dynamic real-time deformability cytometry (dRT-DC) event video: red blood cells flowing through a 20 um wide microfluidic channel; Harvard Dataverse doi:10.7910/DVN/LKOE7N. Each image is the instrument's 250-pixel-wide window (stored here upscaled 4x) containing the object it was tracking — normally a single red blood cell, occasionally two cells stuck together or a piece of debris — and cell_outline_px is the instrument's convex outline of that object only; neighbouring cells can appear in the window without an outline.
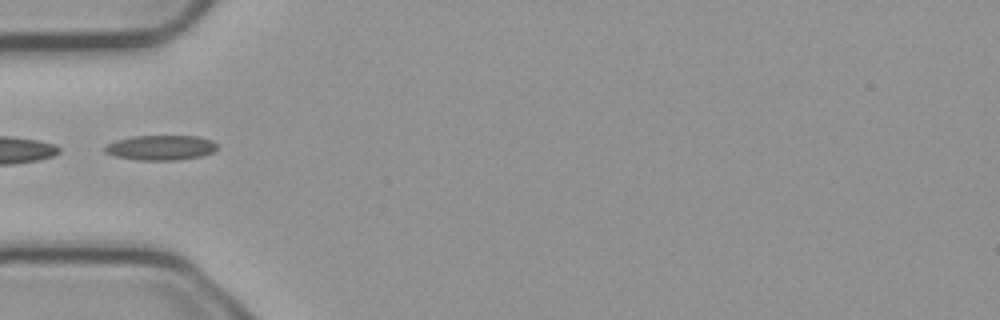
{"species": "common noctule bat (a hibernating species)", "species_latin": "Nyctalus noctula", "temperature_condition": "cold", "stored_images_in_passage": 9, "segment_of_instrument_passage": [2, 2], "camera_frame_rate_fps": 3000, "um_per_image_px": 0.085, "animal": {"sex": "male", "body_mass_g": 23.1, "forearm_length_mm": 52.7}, "frame": {"image": 1, "passage_image": 6, "time_ms": 1.667, "image_size_px": [1000, 320], "cell_outline_px": [[216, 148], [212, 152], [200, 156], [176, 160], [136, 160], [116, 156], [104, 152], [104, 144], [116, 140], [132, 136], [200, 136], [212, 140], [216, 144]], "centroid_in_image_um": [13.62, 12.54], "position_along_channel_um": 71.4, "area_um2": 16.36}}
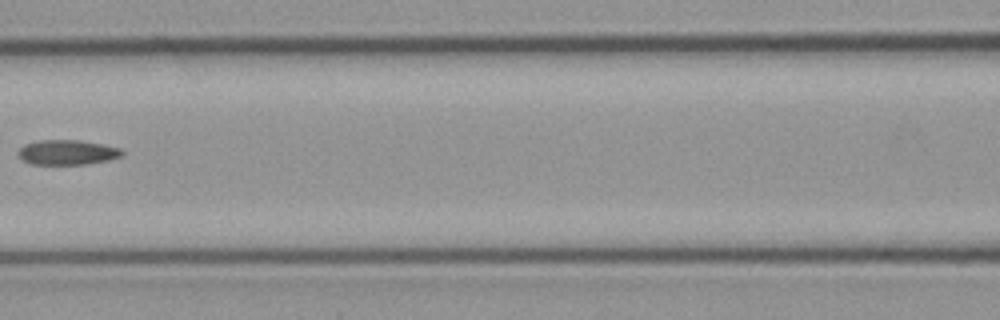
{"frame": {"image": 2, "passage_image": 8, "time_ms": 2.333, "image_size_px": [1000, 320], "cell_outline_px": [[124, 152], [120, 156], [108, 160], [88, 164], [32, 164], [24, 160], [16, 152], [24, 144], [36, 140], [76, 140], [100, 144], [120, 148]], "centroid_in_image_um": [5.68, 12.94], "position_along_channel_um": 160.9, "area_um2": 14.91}}
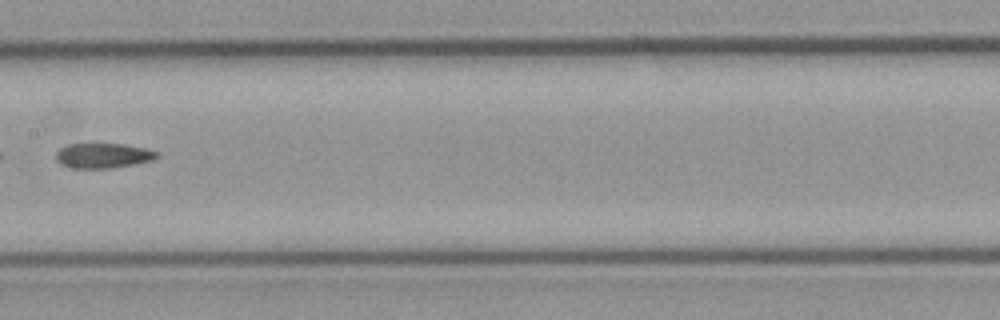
{"frame": {"image": 3, "passage_image": 9, "time_ms": 2.667, "image_size_px": [1000, 320], "cell_outline_px": [[160, 156], [152, 160], [112, 168], [72, 168], [60, 164], [56, 160], [56, 152], [60, 148], [68, 144], [124, 144], [144, 148], [160, 152]], "centroid_in_image_um": [8.76, 13.22], "position_along_channel_um": 198.6, "area_um2": 14.68}}